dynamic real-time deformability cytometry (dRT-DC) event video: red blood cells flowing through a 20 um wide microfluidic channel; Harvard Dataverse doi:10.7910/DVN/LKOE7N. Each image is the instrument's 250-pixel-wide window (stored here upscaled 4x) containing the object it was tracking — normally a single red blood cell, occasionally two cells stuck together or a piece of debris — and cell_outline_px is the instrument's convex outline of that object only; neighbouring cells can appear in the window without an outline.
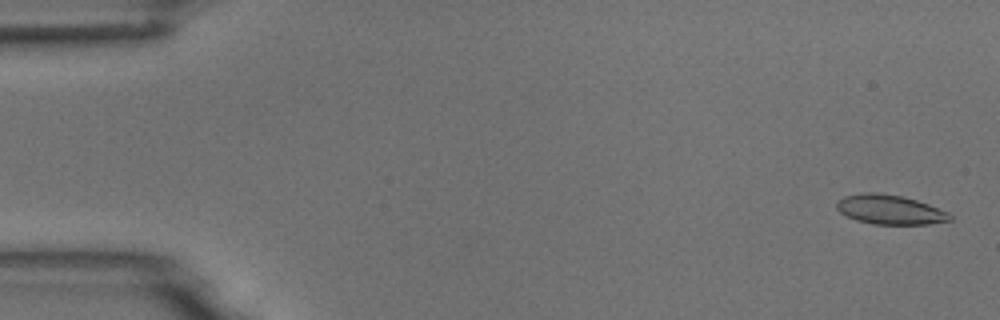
{"species": "common noctule bat (a hibernating species)", "species_latin": "Nyctalus noctula", "temperature_condition": "room temperature", "stored_images_in_passage": 55, "camera_frame_rate_fps": 3000, "um_per_image_px": 0.085, "animal": {"sex": "male", "body_mass_g": 18.8}, "frame": {"image": 1, "passage_image": 2, "time_ms": 0.333, "image_size_px": [1000, 320], "cell_outline_px": [[952, 220], [928, 224], [872, 224], [856, 220], [840, 212], [836, 208], [836, 200], [844, 196], [864, 192], [876, 192], [900, 196], [916, 200], [928, 204], [948, 212], [952, 216]], "centroid_in_image_um": [75.62, 17.81], "position_along_channel_um": 9.4, "area_um2": 19.42}}
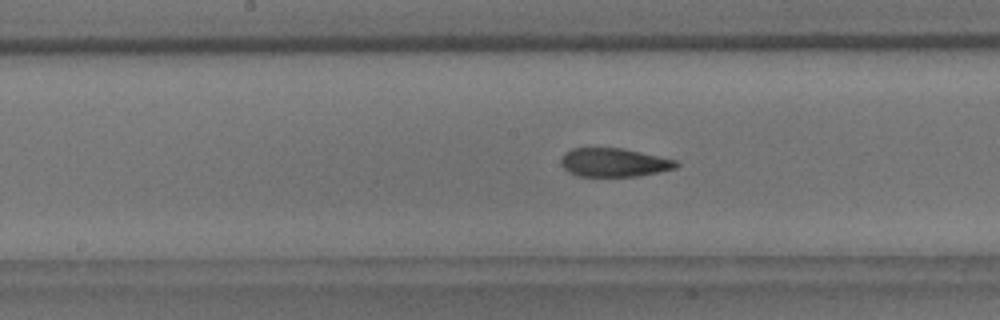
{"frame": {"image": 2, "passage_image": 28, "time_ms": 9.0, "image_size_px": [1000, 320], "cell_outline_px": [[680, 164], [676, 168], [640, 176], [576, 176], [568, 172], [560, 164], [560, 160], [564, 152], [572, 148], [620, 148], [640, 152], [676, 160]], "centroid_in_image_um": [52.15, 13.81], "position_along_channel_um": 196.0, "area_um2": 19.25}}
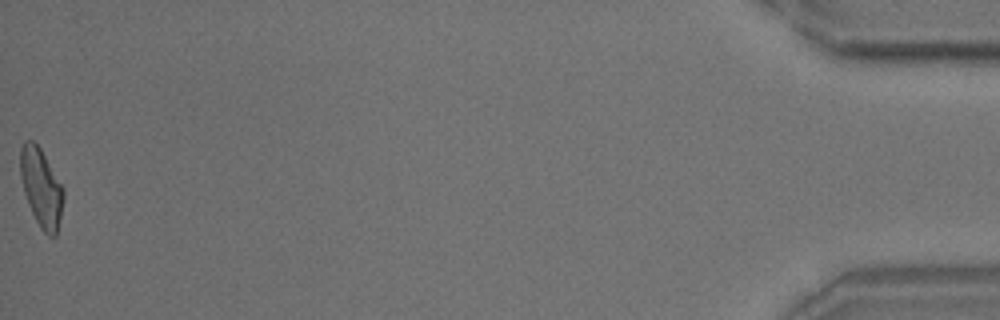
{"frame": {"image": 3, "passage_image": 55, "time_ms": 18.0, "image_size_px": [1000, 320], "cell_outline_px": [[64, 200], [56, 236], [48, 236], [40, 228], [28, 204], [24, 192], [20, 176], [20, 148], [24, 140], [32, 140], [40, 148], [64, 188]], "centroid_in_image_um": [3.5, 15.95], "position_along_channel_um": 431.7, "area_um2": 19.71}, "authors_computed_cell_mechanics": {"area_um2": 19.8832, "velocity_mm_per_s": 3.7124, "shape_relaxation_time_tau1_ms": 7.8759, "shape_relaxation_time_tau2_ms": 2.3373, "deformation_change_tau1": 0.184, "deformation_change_tau2": 0.0931}}